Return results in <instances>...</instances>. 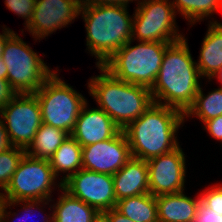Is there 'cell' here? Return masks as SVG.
Instances as JSON below:
<instances>
[{
  "label": "cell",
  "instance_id": "obj_1",
  "mask_svg": "<svg viewBox=\"0 0 222 222\" xmlns=\"http://www.w3.org/2000/svg\"><path fill=\"white\" fill-rule=\"evenodd\" d=\"M200 78L187 39L171 43L165 50L157 79L150 89L153 102L185 114L194 103L201 86Z\"/></svg>",
  "mask_w": 222,
  "mask_h": 222
},
{
  "label": "cell",
  "instance_id": "obj_2",
  "mask_svg": "<svg viewBox=\"0 0 222 222\" xmlns=\"http://www.w3.org/2000/svg\"><path fill=\"white\" fill-rule=\"evenodd\" d=\"M184 120L178 109L153 103L123 130L131 156L147 161L176 149L179 142L175 135Z\"/></svg>",
  "mask_w": 222,
  "mask_h": 222
},
{
  "label": "cell",
  "instance_id": "obj_3",
  "mask_svg": "<svg viewBox=\"0 0 222 222\" xmlns=\"http://www.w3.org/2000/svg\"><path fill=\"white\" fill-rule=\"evenodd\" d=\"M124 5L81 4L80 13L87 32L86 45L102 66L132 37L133 17Z\"/></svg>",
  "mask_w": 222,
  "mask_h": 222
},
{
  "label": "cell",
  "instance_id": "obj_4",
  "mask_svg": "<svg viewBox=\"0 0 222 222\" xmlns=\"http://www.w3.org/2000/svg\"><path fill=\"white\" fill-rule=\"evenodd\" d=\"M96 67L101 74L91 77L87 83L89 93L96 100L98 108L124 130L154 103L151 91L145 86L118 80L102 66Z\"/></svg>",
  "mask_w": 222,
  "mask_h": 222
},
{
  "label": "cell",
  "instance_id": "obj_5",
  "mask_svg": "<svg viewBox=\"0 0 222 222\" xmlns=\"http://www.w3.org/2000/svg\"><path fill=\"white\" fill-rule=\"evenodd\" d=\"M128 41L117 50L102 67L118 80L142 85L149 89L154 85L166 48L173 42L138 41L131 46Z\"/></svg>",
  "mask_w": 222,
  "mask_h": 222
},
{
  "label": "cell",
  "instance_id": "obj_6",
  "mask_svg": "<svg viewBox=\"0 0 222 222\" xmlns=\"http://www.w3.org/2000/svg\"><path fill=\"white\" fill-rule=\"evenodd\" d=\"M58 75L56 71L53 72L34 94L41 109L42 123L71 135L87 101Z\"/></svg>",
  "mask_w": 222,
  "mask_h": 222
},
{
  "label": "cell",
  "instance_id": "obj_7",
  "mask_svg": "<svg viewBox=\"0 0 222 222\" xmlns=\"http://www.w3.org/2000/svg\"><path fill=\"white\" fill-rule=\"evenodd\" d=\"M17 33L7 39L2 59L7 66V80L16 94L35 93L54 72Z\"/></svg>",
  "mask_w": 222,
  "mask_h": 222
},
{
  "label": "cell",
  "instance_id": "obj_8",
  "mask_svg": "<svg viewBox=\"0 0 222 222\" xmlns=\"http://www.w3.org/2000/svg\"><path fill=\"white\" fill-rule=\"evenodd\" d=\"M56 179L49 160L34 158L25 153L3 190L4 193H0V201L51 200Z\"/></svg>",
  "mask_w": 222,
  "mask_h": 222
},
{
  "label": "cell",
  "instance_id": "obj_9",
  "mask_svg": "<svg viewBox=\"0 0 222 222\" xmlns=\"http://www.w3.org/2000/svg\"><path fill=\"white\" fill-rule=\"evenodd\" d=\"M139 5V6H138ZM133 14L132 37L134 41L176 42L185 38L178 33L176 12L169 0H142Z\"/></svg>",
  "mask_w": 222,
  "mask_h": 222
},
{
  "label": "cell",
  "instance_id": "obj_10",
  "mask_svg": "<svg viewBox=\"0 0 222 222\" xmlns=\"http://www.w3.org/2000/svg\"><path fill=\"white\" fill-rule=\"evenodd\" d=\"M0 118L4 122L11 145L26 150L42 124L36 95L16 94L0 109Z\"/></svg>",
  "mask_w": 222,
  "mask_h": 222
},
{
  "label": "cell",
  "instance_id": "obj_11",
  "mask_svg": "<svg viewBox=\"0 0 222 222\" xmlns=\"http://www.w3.org/2000/svg\"><path fill=\"white\" fill-rule=\"evenodd\" d=\"M63 188L98 212H106L116 206L112 175L82 168L63 183Z\"/></svg>",
  "mask_w": 222,
  "mask_h": 222
},
{
  "label": "cell",
  "instance_id": "obj_12",
  "mask_svg": "<svg viewBox=\"0 0 222 222\" xmlns=\"http://www.w3.org/2000/svg\"><path fill=\"white\" fill-rule=\"evenodd\" d=\"M186 158L182 148L147 160L149 192L153 196L184 191Z\"/></svg>",
  "mask_w": 222,
  "mask_h": 222
},
{
  "label": "cell",
  "instance_id": "obj_13",
  "mask_svg": "<svg viewBox=\"0 0 222 222\" xmlns=\"http://www.w3.org/2000/svg\"><path fill=\"white\" fill-rule=\"evenodd\" d=\"M131 157L126 135L120 130L113 138L82 147V168L113 175Z\"/></svg>",
  "mask_w": 222,
  "mask_h": 222
},
{
  "label": "cell",
  "instance_id": "obj_14",
  "mask_svg": "<svg viewBox=\"0 0 222 222\" xmlns=\"http://www.w3.org/2000/svg\"><path fill=\"white\" fill-rule=\"evenodd\" d=\"M82 0H36L29 24L25 27L33 38L42 39L66 27L79 16Z\"/></svg>",
  "mask_w": 222,
  "mask_h": 222
},
{
  "label": "cell",
  "instance_id": "obj_15",
  "mask_svg": "<svg viewBox=\"0 0 222 222\" xmlns=\"http://www.w3.org/2000/svg\"><path fill=\"white\" fill-rule=\"evenodd\" d=\"M87 104L79 113L71 133L82 147L113 138L121 130L102 109H89Z\"/></svg>",
  "mask_w": 222,
  "mask_h": 222
},
{
  "label": "cell",
  "instance_id": "obj_16",
  "mask_svg": "<svg viewBox=\"0 0 222 222\" xmlns=\"http://www.w3.org/2000/svg\"><path fill=\"white\" fill-rule=\"evenodd\" d=\"M116 201L149 192L147 161L131 157L126 164L112 175Z\"/></svg>",
  "mask_w": 222,
  "mask_h": 222
},
{
  "label": "cell",
  "instance_id": "obj_17",
  "mask_svg": "<svg viewBox=\"0 0 222 222\" xmlns=\"http://www.w3.org/2000/svg\"><path fill=\"white\" fill-rule=\"evenodd\" d=\"M187 197L184 191L156 196L158 222H193L200 196Z\"/></svg>",
  "mask_w": 222,
  "mask_h": 222
},
{
  "label": "cell",
  "instance_id": "obj_18",
  "mask_svg": "<svg viewBox=\"0 0 222 222\" xmlns=\"http://www.w3.org/2000/svg\"><path fill=\"white\" fill-rule=\"evenodd\" d=\"M201 45L199 61L196 65L200 76L211 80L222 65V23L210 21Z\"/></svg>",
  "mask_w": 222,
  "mask_h": 222
},
{
  "label": "cell",
  "instance_id": "obj_19",
  "mask_svg": "<svg viewBox=\"0 0 222 222\" xmlns=\"http://www.w3.org/2000/svg\"><path fill=\"white\" fill-rule=\"evenodd\" d=\"M62 190L56 204L50 208L52 212L53 222H93L98 211L87 203L79 200L67 192L63 185H58Z\"/></svg>",
  "mask_w": 222,
  "mask_h": 222
},
{
  "label": "cell",
  "instance_id": "obj_20",
  "mask_svg": "<svg viewBox=\"0 0 222 222\" xmlns=\"http://www.w3.org/2000/svg\"><path fill=\"white\" fill-rule=\"evenodd\" d=\"M49 161L56 177L61 175L60 172H68L59 182L63 185L67 179L82 169V146L69 135Z\"/></svg>",
  "mask_w": 222,
  "mask_h": 222
},
{
  "label": "cell",
  "instance_id": "obj_21",
  "mask_svg": "<svg viewBox=\"0 0 222 222\" xmlns=\"http://www.w3.org/2000/svg\"><path fill=\"white\" fill-rule=\"evenodd\" d=\"M115 209L135 222H158L156 196L151 193L120 199Z\"/></svg>",
  "mask_w": 222,
  "mask_h": 222
},
{
  "label": "cell",
  "instance_id": "obj_22",
  "mask_svg": "<svg viewBox=\"0 0 222 222\" xmlns=\"http://www.w3.org/2000/svg\"><path fill=\"white\" fill-rule=\"evenodd\" d=\"M68 137L67 132L42 123L25 153L34 158L49 160Z\"/></svg>",
  "mask_w": 222,
  "mask_h": 222
},
{
  "label": "cell",
  "instance_id": "obj_23",
  "mask_svg": "<svg viewBox=\"0 0 222 222\" xmlns=\"http://www.w3.org/2000/svg\"><path fill=\"white\" fill-rule=\"evenodd\" d=\"M198 117L203 123L222 115V87L205 95L200 87L193 105L186 111L184 117Z\"/></svg>",
  "mask_w": 222,
  "mask_h": 222
},
{
  "label": "cell",
  "instance_id": "obj_24",
  "mask_svg": "<svg viewBox=\"0 0 222 222\" xmlns=\"http://www.w3.org/2000/svg\"><path fill=\"white\" fill-rule=\"evenodd\" d=\"M171 4L176 14L181 13L190 25L222 10V0H173Z\"/></svg>",
  "mask_w": 222,
  "mask_h": 222
},
{
  "label": "cell",
  "instance_id": "obj_25",
  "mask_svg": "<svg viewBox=\"0 0 222 222\" xmlns=\"http://www.w3.org/2000/svg\"><path fill=\"white\" fill-rule=\"evenodd\" d=\"M24 154V149L14 146L0 153V189L2 191L9 184Z\"/></svg>",
  "mask_w": 222,
  "mask_h": 222
},
{
  "label": "cell",
  "instance_id": "obj_26",
  "mask_svg": "<svg viewBox=\"0 0 222 222\" xmlns=\"http://www.w3.org/2000/svg\"><path fill=\"white\" fill-rule=\"evenodd\" d=\"M50 201H52V200H46V201L45 200H35V201L30 200V201H14V202L0 201V222H6V219H8L10 215L14 217V215L16 216L18 214V213H15V212L13 214L11 211L7 213V211H6L7 207L11 208V206L14 205V204L19 205V204L23 203L24 206L22 208L25 211V215H26L25 217L27 218L31 213H34L33 210L35 209V207L37 209H39L40 207H38V206H40L41 203H42V205H46V204H49ZM29 211H31V212H29ZM29 217H31V216H29ZM43 218H45V217H43ZM22 219H24V217ZM43 220H44L43 222H53V216L49 215V217H47L46 219H43ZM7 222H9V221H7Z\"/></svg>",
  "mask_w": 222,
  "mask_h": 222
},
{
  "label": "cell",
  "instance_id": "obj_27",
  "mask_svg": "<svg viewBox=\"0 0 222 222\" xmlns=\"http://www.w3.org/2000/svg\"><path fill=\"white\" fill-rule=\"evenodd\" d=\"M200 193V201L203 205L210 208L214 212L222 215V185H215L206 191Z\"/></svg>",
  "mask_w": 222,
  "mask_h": 222
},
{
  "label": "cell",
  "instance_id": "obj_28",
  "mask_svg": "<svg viewBox=\"0 0 222 222\" xmlns=\"http://www.w3.org/2000/svg\"><path fill=\"white\" fill-rule=\"evenodd\" d=\"M6 7L19 17L25 18L27 26L32 18L36 0H5Z\"/></svg>",
  "mask_w": 222,
  "mask_h": 222
},
{
  "label": "cell",
  "instance_id": "obj_29",
  "mask_svg": "<svg viewBox=\"0 0 222 222\" xmlns=\"http://www.w3.org/2000/svg\"><path fill=\"white\" fill-rule=\"evenodd\" d=\"M193 222H222V215L220 216L219 213L214 212L200 202Z\"/></svg>",
  "mask_w": 222,
  "mask_h": 222
},
{
  "label": "cell",
  "instance_id": "obj_30",
  "mask_svg": "<svg viewBox=\"0 0 222 222\" xmlns=\"http://www.w3.org/2000/svg\"><path fill=\"white\" fill-rule=\"evenodd\" d=\"M204 130L222 143V115L204 122Z\"/></svg>",
  "mask_w": 222,
  "mask_h": 222
},
{
  "label": "cell",
  "instance_id": "obj_31",
  "mask_svg": "<svg viewBox=\"0 0 222 222\" xmlns=\"http://www.w3.org/2000/svg\"><path fill=\"white\" fill-rule=\"evenodd\" d=\"M15 95L16 92L11 88L8 80L0 78V109Z\"/></svg>",
  "mask_w": 222,
  "mask_h": 222
},
{
  "label": "cell",
  "instance_id": "obj_32",
  "mask_svg": "<svg viewBox=\"0 0 222 222\" xmlns=\"http://www.w3.org/2000/svg\"><path fill=\"white\" fill-rule=\"evenodd\" d=\"M129 1L133 0H82V4L89 5H124L127 6ZM137 1V0H135ZM139 2V0H138Z\"/></svg>",
  "mask_w": 222,
  "mask_h": 222
},
{
  "label": "cell",
  "instance_id": "obj_33",
  "mask_svg": "<svg viewBox=\"0 0 222 222\" xmlns=\"http://www.w3.org/2000/svg\"><path fill=\"white\" fill-rule=\"evenodd\" d=\"M12 145L9 141L7 130L3 120L0 118V153L11 148Z\"/></svg>",
  "mask_w": 222,
  "mask_h": 222
},
{
  "label": "cell",
  "instance_id": "obj_34",
  "mask_svg": "<svg viewBox=\"0 0 222 222\" xmlns=\"http://www.w3.org/2000/svg\"><path fill=\"white\" fill-rule=\"evenodd\" d=\"M106 213L111 217L112 222H135L118 212L115 208L106 211Z\"/></svg>",
  "mask_w": 222,
  "mask_h": 222
},
{
  "label": "cell",
  "instance_id": "obj_35",
  "mask_svg": "<svg viewBox=\"0 0 222 222\" xmlns=\"http://www.w3.org/2000/svg\"><path fill=\"white\" fill-rule=\"evenodd\" d=\"M2 34L0 33V57H2L4 47L6 44V39L14 32L10 28H3ZM4 32V33H3Z\"/></svg>",
  "mask_w": 222,
  "mask_h": 222
},
{
  "label": "cell",
  "instance_id": "obj_36",
  "mask_svg": "<svg viewBox=\"0 0 222 222\" xmlns=\"http://www.w3.org/2000/svg\"><path fill=\"white\" fill-rule=\"evenodd\" d=\"M93 222H112V220L106 212H98Z\"/></svg>",
  "mask_w": 222,
  "mask_h": 222
},
{
  "label": "cell",
  "instance_id": "obj_37",
  "mask_svg": "<svg viewBox=\"0 0 222 222\" xmlns=\"http://www.w3.org/2000/svg\"><path fill=\"white\" fill-rule=\"evenodd\" d=\"M7 72V66L5 65V62L3 61L2 57H0V78L7 79Z\"/></svg>",
  "mask_w": 222,
  "mask_h": 222
},
{
  "label": "cell",
  "instance_id": "obj_38",
  "mask_svg": "<svg viewBox=\"0 0 222 222\" xmlns=\"http://www.w3.org/2000/svg\"><path fill=\"white\" fill-rule=\"evenodd\" d=\"M213 78H217L218 81H220L222 83V65H221L219 71L211 79H213Z\"/></svg>",
  "mask_w": 222,
  "mask_h": 222
}]
</instances>
